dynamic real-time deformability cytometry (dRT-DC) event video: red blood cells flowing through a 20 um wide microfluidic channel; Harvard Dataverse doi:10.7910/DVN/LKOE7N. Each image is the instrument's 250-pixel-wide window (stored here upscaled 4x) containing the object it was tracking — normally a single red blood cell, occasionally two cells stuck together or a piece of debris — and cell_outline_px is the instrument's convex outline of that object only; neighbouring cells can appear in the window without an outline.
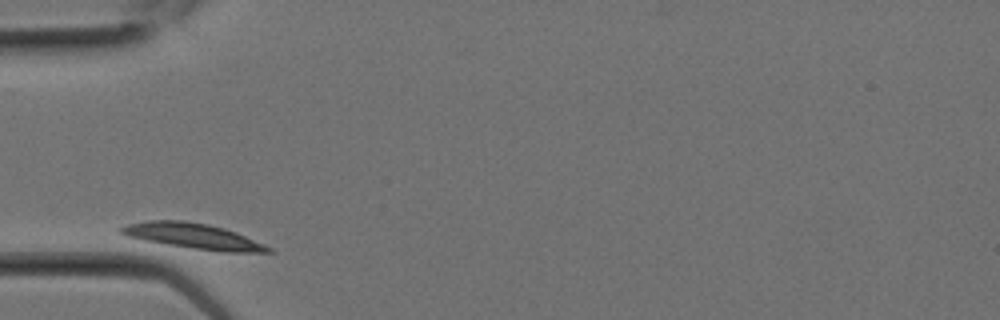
{"species": "Egyptian fruit bat (a non-hibernating species)", "species_latin": "Rousettus aegyptiacus", "temperature_condition": "room temperature", "stored_images_in_passage": 1, "camera_frame_rate_fps": 3000, "um_per_image_px": 0.085, "animal": {"sex": "female"}, "frame": {"image": 1, "passage_image": 1, "time_ms": 0.0, "image_size_px": [1000, 320], "cell_outline_px": [[276, 252], [224, 252], [192, 248], [144, 240], [128, 236], [120, 232], [116, 228], [124, 224], [148, 220], [184, 220], [208, 224], [224, 228], [236, 232], [272, 248]], "centroid_in_image_um": [16.38, 20.05], "position_along_channel_um": 68.6, "area_um2": 21.79}}